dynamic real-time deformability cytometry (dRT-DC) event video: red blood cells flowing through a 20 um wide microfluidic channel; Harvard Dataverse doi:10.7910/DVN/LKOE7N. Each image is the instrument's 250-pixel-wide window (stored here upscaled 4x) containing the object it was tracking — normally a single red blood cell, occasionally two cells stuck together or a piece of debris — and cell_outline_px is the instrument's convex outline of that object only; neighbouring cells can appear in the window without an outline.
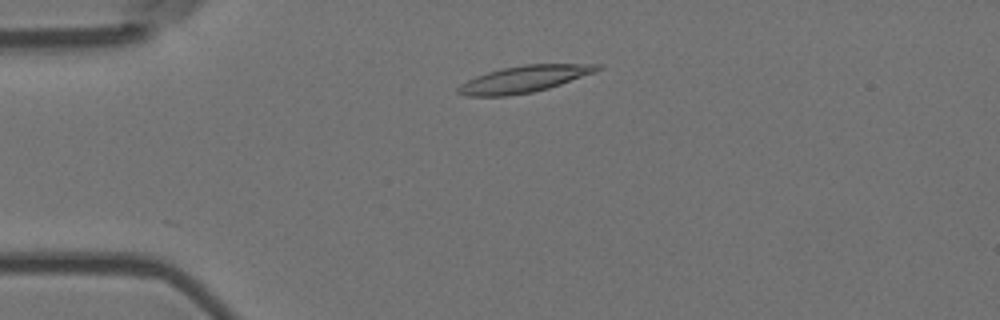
{"species": "Egyptian fruit bat (a non-hibernating species)", "species_latin": "Rousettus aegyptiacus", "temperature_condition": "room temperature", "stored_images_in_passage": 4, "camera_frame_rate_fps": 3000, "um_per_image_px": 0.085, "animal": {"sex": "female"}, "frame": {"image": 1, "passage_image": 2, "time_ms": 0.333, "image_size_px": [1000, 320], "cell_outline_px": [[604, 68], [596, 72], [548, 88], [532, 92], [508, 96], [464, 96], [456, 92], [456, 88], [460, 84], [476, 76], [488, 72], [504, 68], [524, 64], [604, 64]], "centroid_in_image_um": [44.56, 6.72], "position_along_channel_um": 40.4, "area_um2": 21.68}}
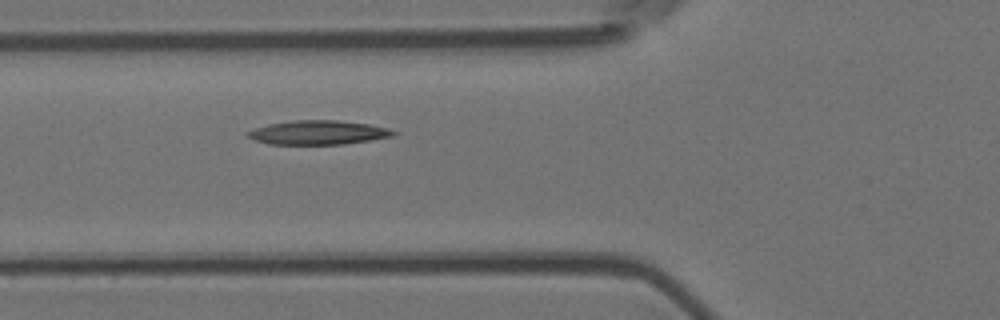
{"frame": {"image": 2, "passage_image": 4, "time_ms": 1.0, "image_size_px": [1000, 320], "cell_outline_px": [[396, 136], [344, 144], [268, 144], [256, 140], [248, 136], [244, 132], [268, 124], [292, 120], [336, 120], [368, 124], [388, 128], [396, 132]], "centroid_in_image_um": [27.05, 11.26], "position_along_channel_um": 98.8, "area_um2": 20.4}}